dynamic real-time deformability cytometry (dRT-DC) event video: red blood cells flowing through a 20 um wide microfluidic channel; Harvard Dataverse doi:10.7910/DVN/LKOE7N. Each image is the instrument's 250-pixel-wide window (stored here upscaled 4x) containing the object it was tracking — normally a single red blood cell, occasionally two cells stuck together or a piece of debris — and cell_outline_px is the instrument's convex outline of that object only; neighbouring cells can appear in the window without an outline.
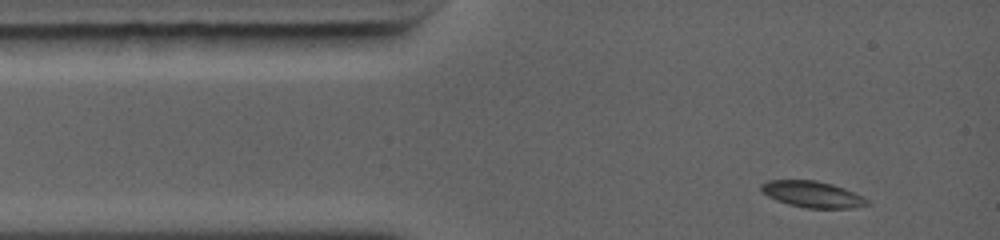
{"species": "common noctule bat (a hibernating species)", "species_latin": "Nyctalus noctula", "temperature_condition": "warm", "stored_images_in_passage": 18, "camera_frame_rate_fps": 5000, "um_per_image_px": 0.085, "animal": {"sex": "female", "body_mass_g": 19.0, "forearm_length_mm": 56.7}, "frame": {"image": 1, "passage_image": 1, "time_ms": 0.0, "image_size_px": [1000, 240], "cell_outline_px": [[868, 204], [852, 208], [804, 208], [788, 204], [776, 200], [768, 196], [760, 188], [764, 184], [776, 180], [808, 180], [828, 184], [840, 188], [860, 196]], "centroid_in_image_um": [68.99, 16.54], "position_along_channel_um": 16.0, "area_um2": 15.32}}
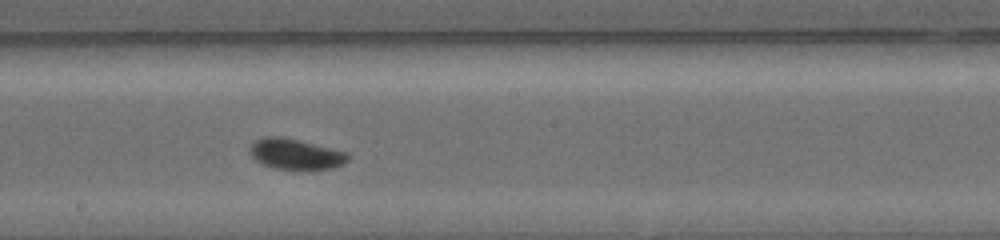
{"frame": {"image": 2, "passage_image": 11, "time_ms": 5.6, "image_size_px": [1000, 240], "cell_outline_px": [[344, 160], [340, 164], [328, 168], [280, 168], [268, 164], [260, 160], [256, 156], [256, 144], [264, 140], [284, 140], [336, 152], [344, 156]], "centroid_in_image_um": [25.16, 13.2], "position_along_channel_um": 223.0, "area_um2": 13.47}}
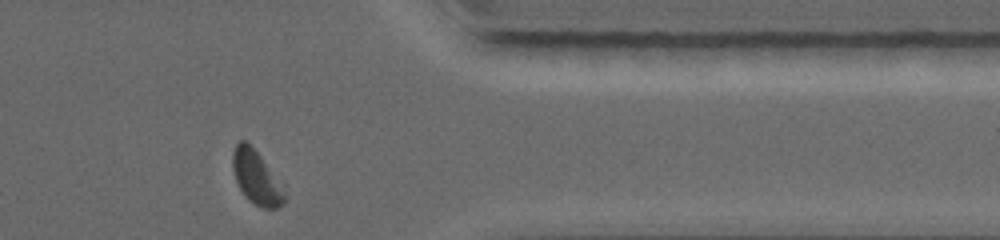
{"frame": {"image": 3, "passage_image": 18, "time_ms": 9.6, "image_size_px": [1000, 240], "cell_outline_px": [[284, 204], [276, 208], [264, 208], [256, 204], [240, 188], [236, 180], [232, 164], [232, 152], [236, 144], [240, 140], [244, 140], [256, 152], [284, 192]], "centroid_in_image_um": [21.74, 15.08], "position_along_channel_um": 389.7, "area_um2": 14.91}, "authors_computed_cell_mechanics": {"area_um2": 14.5656, "velocity_mm_per_s": 4.4395, "shape_relaxation_time_tau1_ms": 2.5452, "shape_relaxation_time_tau2_ms": 9.0138, "deformation_change_tau1": 0.0906, "deformation_change_tau2": 0.0885}}